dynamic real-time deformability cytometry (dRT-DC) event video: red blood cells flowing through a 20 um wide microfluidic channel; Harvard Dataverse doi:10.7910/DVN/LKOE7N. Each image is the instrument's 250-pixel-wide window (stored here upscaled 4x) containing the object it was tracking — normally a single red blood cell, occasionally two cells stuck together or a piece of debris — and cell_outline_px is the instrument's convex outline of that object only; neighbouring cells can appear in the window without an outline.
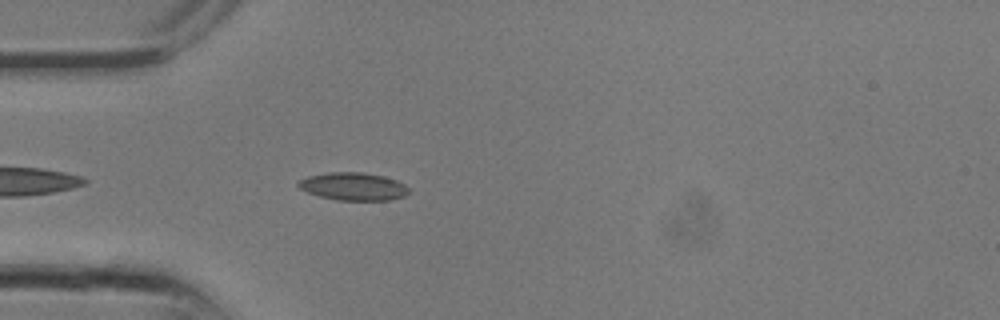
{"species": "common noctule bat (a hibernating species)", "species_latin": "Nyctalus noctula", "temperature_condition": "room temperature", "stored_images_in_passage": 4, "camera_frame_rate_fps": 3000, "um_per_image_px": 0.085, "animal": {"sex": "male", "body_mass_g": 13.3}, "frame": {"image": 1, "passage_image": 2, "time_ms": 0.333, "image_size_px": [1000, 320], "cell_outline_px": [[412, 192], [404, 196], [388, 200], [336, 200], [320, 196], [308, 192], [300, 188], [296, 184], [300, 180], [308, 176], [328, 172], [364, 172], [384, 176], [396, 180], [404, 184]], "centroid_in_image_um": [30.05, 15.84], "position_along_channel_um": 54.9, "area_um2": 17.92}}
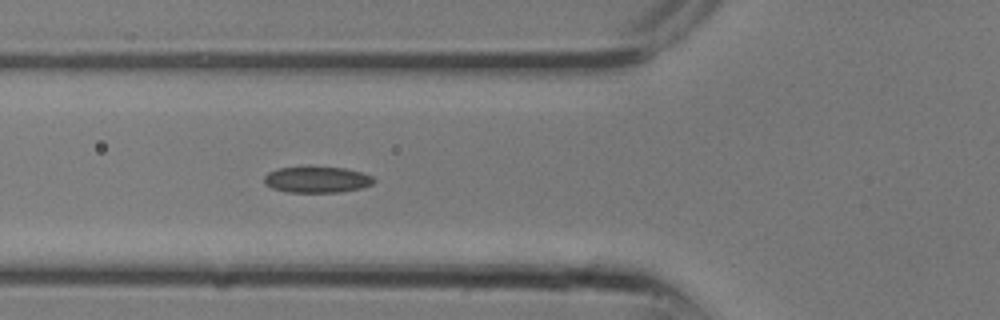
{"frame": {"image": 2, "passage_image": 4, "time_ms": 1.0, "image_size_px": [1000, 320], "cell_outline_px": [[376, 180], [372, 184], [360, 188], [340, 192], [288, 192], [272, 188], [264, 184], [264, 176], [268, 172], [280, 168], [344, 168], [360, 172], [372, 176]], "centroid_in_image_um": [26.93, 15.29], "position_along_channel_um": 98.9, "area_um2": 16.36}}